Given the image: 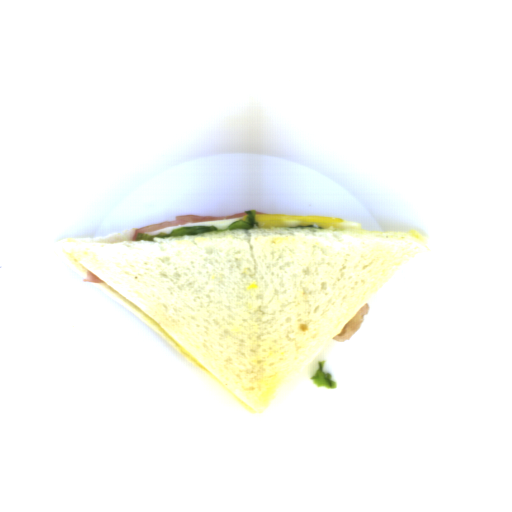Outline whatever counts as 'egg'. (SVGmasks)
Wrapping results in <instances>:
<instances>
[{
    "label": "egg",
    "instance_id": "obj_1",
    "mask_svg": "<svg viewBox=\"0 0 512 512\" xmlns=\"http://www.w3.org/2000/svg\"><path fill=\"white\" fill-rule=\"evenodd\" d=\"M255 221L258 224L256 229L272 227H288L295 225H316L327 231H358L362 229L360 223L345 219L324 217L318 215L278 214L263 213L256 214Z\"/></svg>",
    "mask_w": 512,
    "mask_h": 512
},
{
    "label": "egg",
    "instance_id": "obj_2",
    "mask_svg": "<svg viewBox=\"0 0 512 512\" xmlns=\"http://www.w3.org/2000/svg\"><path fill=\"white\" fill-rule=\"evenodd\" d=\"M237 220H244V221L247 220V214L242 216V217H236V218H230V219H224V220H216V221H208V222H194V223H187V224H182V225H176V226L161 228V229L152 231V232L147 233V234H149L151 236L155 235V234H159V233L170 234V232L172 230L177 229V228H181V227H184V226H214L217 229L221 230V229H226L227 227L232 225Z\"/></svg>",
    "mask_w": 512,
    "mask_h": 512
}]
</instances>
